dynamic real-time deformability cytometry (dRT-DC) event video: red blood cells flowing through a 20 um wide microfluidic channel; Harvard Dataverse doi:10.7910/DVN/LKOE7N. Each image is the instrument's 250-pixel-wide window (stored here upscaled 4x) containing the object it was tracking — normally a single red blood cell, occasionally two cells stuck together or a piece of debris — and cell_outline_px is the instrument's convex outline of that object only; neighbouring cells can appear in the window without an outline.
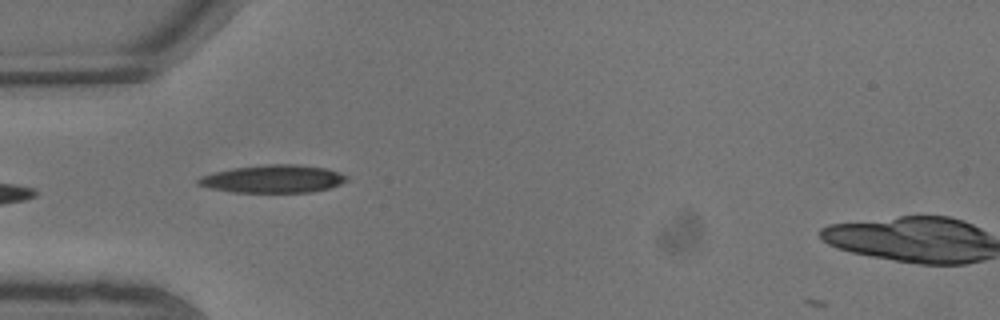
{"species": "common noctule bat (a hibernating species)", "species_latin": "Nyctalus noctula", "temperature_condition": "warm", "stored_images_in_passage": 2, "camera_frame_rate_fps": 3000, "um_per_image_px": 0.085, "animal": {"sex": "male", "body_mass_g": 13.3}, "frame": {"image": 1, "passage_image": 1, "time_ms": 0.0, "image_size_px": [1000, 320], "cell_outline_px": [[348, 180], [340, 184], [328, 188], [312, 192], [232, 192], [208, 188], [196, 184], [196, 180], [200, 176], [232, 168], [268, 164], [300, 164], [324, 168], [340, 172], [348, 176]], "centroid_in_image_um": [23.2, 15.2], "position_along_channel_um": 61.8, "area_um2": 24.16}}
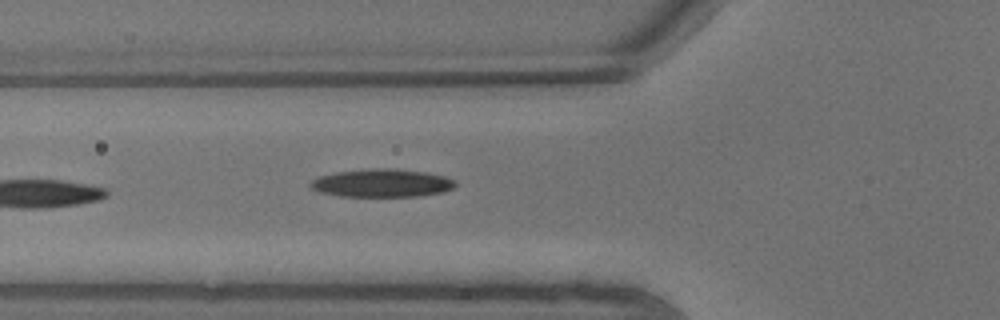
{"frame": {"image": 2, "passage_image": 2, "time_ms": 0.333, "image_size_px": [1000, 320], "cell_outline_px": [[456, 188], [444, 192], [416, 196], [340, 196], [320, 192], [312, 188], [308, 184], [312, 180], [320, 176], [336, 172], [368, 168], [392, 168], [424, 172], [444, 176], [456, 180]], "centroid_in_image_um": [32.49, 15.55], "position_along_channel_um": 93.3, "area_um2": 23.76}}